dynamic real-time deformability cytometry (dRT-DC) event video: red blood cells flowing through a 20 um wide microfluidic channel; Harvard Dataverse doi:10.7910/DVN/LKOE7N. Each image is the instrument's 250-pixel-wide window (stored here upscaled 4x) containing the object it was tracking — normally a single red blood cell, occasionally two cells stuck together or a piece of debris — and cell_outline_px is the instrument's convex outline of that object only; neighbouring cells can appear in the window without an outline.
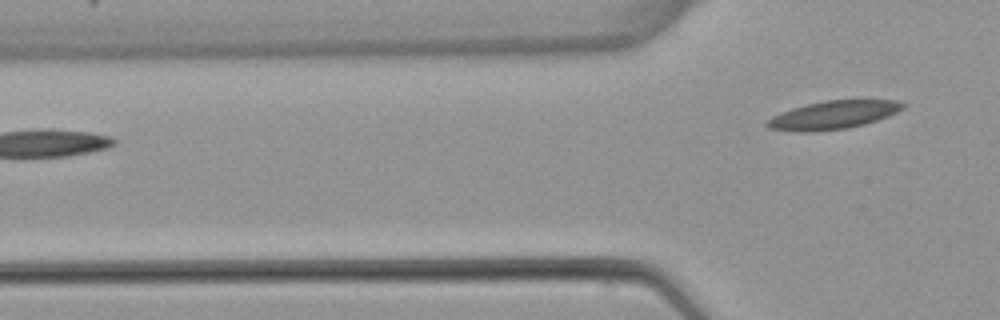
{"species": "common noctule bat (a hibernating species)", "species_latin": "Nyctalus noctula", "temperature_condition": "warm", "stored_images_in_passage": 3, "camera_frame_rate_fps": 3000, "um_per_image_px": 0.085, "animal": {"sex": "female", "body_mass_g": 22.7, "forearm_length_mm": 54.2}, "frame": {"image": 1, "passage_image": 3, "time_ms": 3.0, "image_size_px": [1000, 320], "cell_outline_px": [[904, 108], [888, 116], [864, 124], [848, 128], [812, 132], [796, 132], [768, 128], [764, 124], [772, 116], [780, 112], [792, 108], [824, 100], [896, 100], [904, 104]], "centroid_in_image_um": [70.78, 9.78], "position_along_channel_um": 55.0, "area_um2": 22.31}}